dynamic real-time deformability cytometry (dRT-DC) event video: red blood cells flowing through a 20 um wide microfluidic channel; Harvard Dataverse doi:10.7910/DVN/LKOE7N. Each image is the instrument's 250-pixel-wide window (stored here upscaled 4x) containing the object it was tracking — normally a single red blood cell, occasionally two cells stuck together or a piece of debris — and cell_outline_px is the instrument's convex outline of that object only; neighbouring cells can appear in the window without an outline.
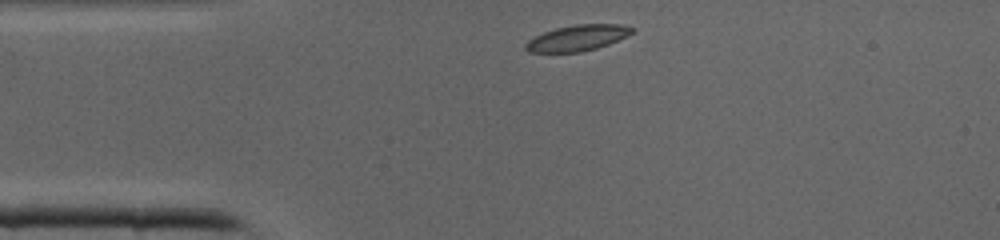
{"species": "common noctule bat (a hibernating species)", "species_latin": "Nyctalus noctula", "temperature_condition": "cold", "stored_images_in_passage": 31, "camera_frame_rate_fps": 3000, "um_per_image_px": 0.085, "animal": {"sex": "male", "body_mass_g": 19.0, "forearm_length_mm": 50.8}, "frame": {"image": 1, "passage_image": 1, "time_ms": 0.0, "image_size_px": [1000, 240], "cell_outline_px": [[636, 28], [632, 32], [608, 44], [596, 48], [580, 52], [528, 52], [524, 48], [524, 44], [528, 40], [544, 32], [556, 28], [576, 24], [620, 24]], "centroid_in_image_um": [49.05, 3.22], "position_along_channel_um": 36.0, "area_um2": 15.84}}
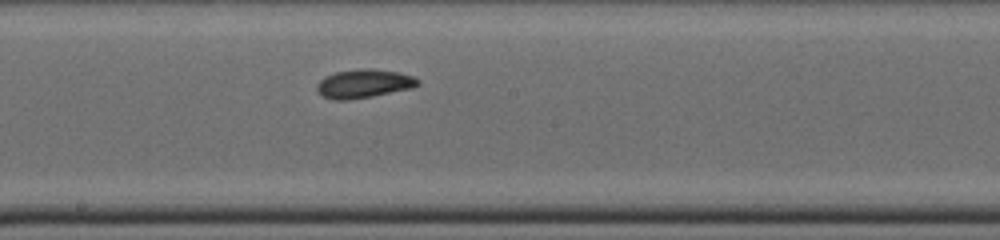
{"frame": {"image": 2, "passage_image": 14, "time_ms": 4.333, "image_size_px": [1000, 240], "cell_outline_px": [[420, 84], [408, 88], [372, 96], [348, 100], [336, 100], [324, 96], [316, 88], [316, 84], [324, 76], [336, 72], [364, 68], [372, 68], [400, 72], [412, 76], [420, 80]], "centroid_in_image_um": [30.91, 7.09], "position_along_channel_um": 217.3, "area_um2": 16.65}}
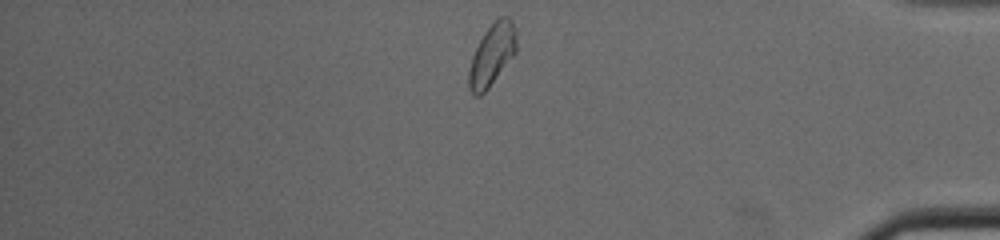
{"frame": {"image": 3, "passage_image": 27, "time_ms": 8.667, "image_size_px": [1000, 240], "cell_outline_px": [[516, 52], [488, 88], [480, 96], [472, 96], [468, 88], [468, 72], [472, 56], [484, 32], [500, 16], [508, 16], [512, 20], [516, 28]], "centroid_in_image_um": [41.81, 4.67], "position_along_channel_um": 393.4, "area_um2": 17.11}}